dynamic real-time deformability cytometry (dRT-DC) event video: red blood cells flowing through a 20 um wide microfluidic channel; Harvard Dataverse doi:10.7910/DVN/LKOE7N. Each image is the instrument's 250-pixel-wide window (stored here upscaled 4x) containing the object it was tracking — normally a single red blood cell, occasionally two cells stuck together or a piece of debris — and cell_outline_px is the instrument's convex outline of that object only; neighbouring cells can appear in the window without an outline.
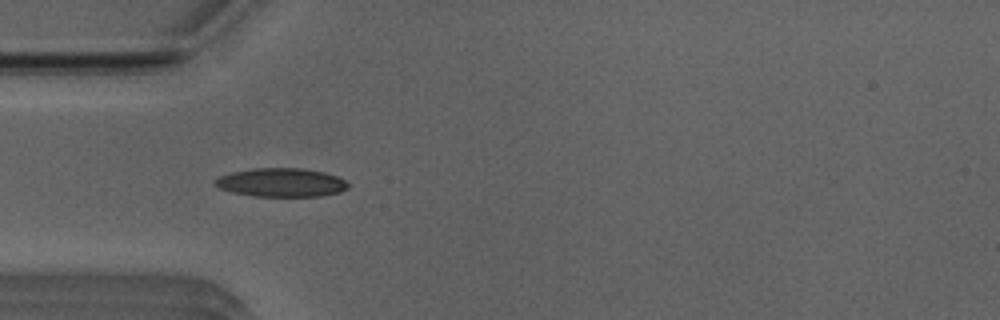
{"species": "Egyptian fruit bat (a non-hibernating species)", "species_latin": "Rousettus aegyptiacus", "temperature_condition": "room temperature", "stored_images_in_passage": 31, "camera_frame_rate_fps": 3000, "um_per_image_px": 0.085, "animal": {"sex": "male"}, "frame": {"image": 1, "passage_image": 1, "time_ms": 0.0, "image_size_px": [1000, 320], "cell_outline_px": [[348, 188], [340, 192], [320, 196], [252, 196], [232, 192], [220, 188], [212, 184], [212, 180], [220, 176], [232, 172], [252, 168], [304, 168], [324, 172], [336, 176], [344, 180], [348, 184]], "centroid_in_image_um": [23.87, 15.51], "position_along_channel_um": 61.1, "area_um2": 22.31}}
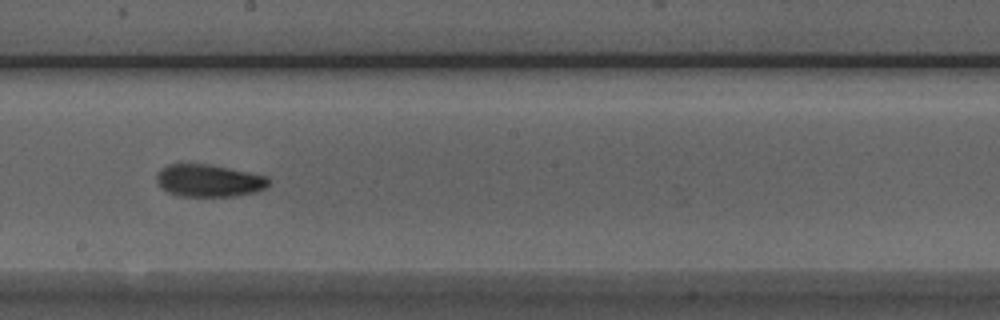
{"frame": {"image": 2, "passage_image": 14, "time_ms": 4.333, "image_size_px": [1000, 320], "cell_outline_px": [[268, 184], [264, 188], [256, 192], [236, 196], [180, 196], [168, 192], [160, 188], [156, 180], [156, 172], [160, 168], [168, 164], [208, 164], [268, 176]], "centroid_in_image_um": [17.7, 15.35], "position_along_channel_um": 230.5, "area_um2": 21.21}}
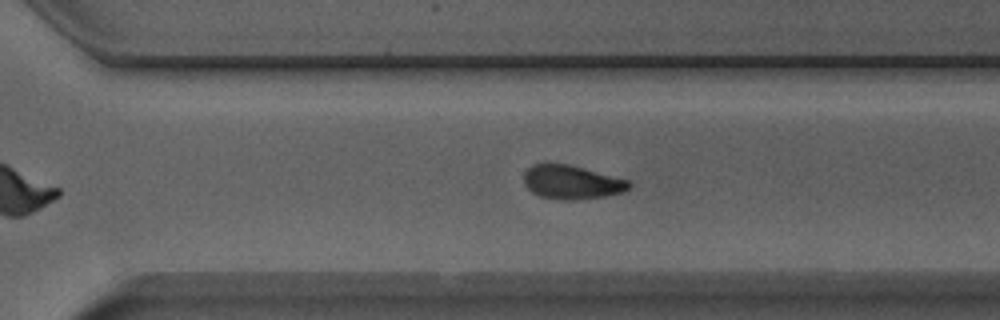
{"frame": {"image": 3, "passage_image": 21, "time_ms": 6.667, "image_size_px": [1000, 320], "cell_outline_px": [[632, 184], [628, 188], [620, 192], [604, 196], [572, 200], [560, 200], [540, 196], [532, 192], [524, 184], [524, 172], [532, 164], [568, 164], [628, 180]], "centroid_in_image_um": [48.55, 15.49], "position_along_channel_um": 322.1, "area_um2": 20.4}, "authors_computed_cell_mechanics": {"area_um2": 21.3282, "velocity_mm_per_s": 3.935, "shape_relaxation_time_tau1_ms": 5.6691, "shape_relaxation_time_tau2_ms": 3.0568, "deformation_change_tau1": 0.1604, "deformation_change_tau2": 0.0883}}